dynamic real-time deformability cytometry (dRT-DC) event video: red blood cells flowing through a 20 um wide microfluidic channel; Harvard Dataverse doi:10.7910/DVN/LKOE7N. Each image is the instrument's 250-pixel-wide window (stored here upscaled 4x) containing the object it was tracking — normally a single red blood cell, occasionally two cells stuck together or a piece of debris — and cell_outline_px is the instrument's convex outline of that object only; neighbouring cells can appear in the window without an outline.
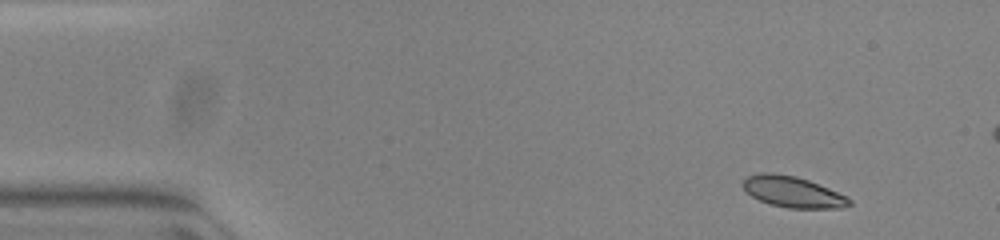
{"species": "common noctule bat (a hibernating species)", "species_latin": "Nyctalus noctula", "temperature_condition": "warm", "stored_images_in_passage": 14, "camera_frame_rate_fps": 3000, "um_per_image_px": 0.085, "animal": {"sex": "female", "body_mass_g": 23.0, "forearm_length_mm": 53.4}, "frame": {"image": 1, "passage_image": 3, "time_ms": 0.667, "image_size_px": [1000, 240], "cell_outline_px": [[852, 204], [844, 208], [788, 208], [772, 204], [760, 200], [752, 196], [744, 188], [744, 176], [760, 172], [772, 172], [796, 176], [808, 180], [848, 196], [852, 200]], "centroid_in_image_um": [67.41, 16.3], "position_along_channel_um": 17.6, "area_um2": 19.25}}